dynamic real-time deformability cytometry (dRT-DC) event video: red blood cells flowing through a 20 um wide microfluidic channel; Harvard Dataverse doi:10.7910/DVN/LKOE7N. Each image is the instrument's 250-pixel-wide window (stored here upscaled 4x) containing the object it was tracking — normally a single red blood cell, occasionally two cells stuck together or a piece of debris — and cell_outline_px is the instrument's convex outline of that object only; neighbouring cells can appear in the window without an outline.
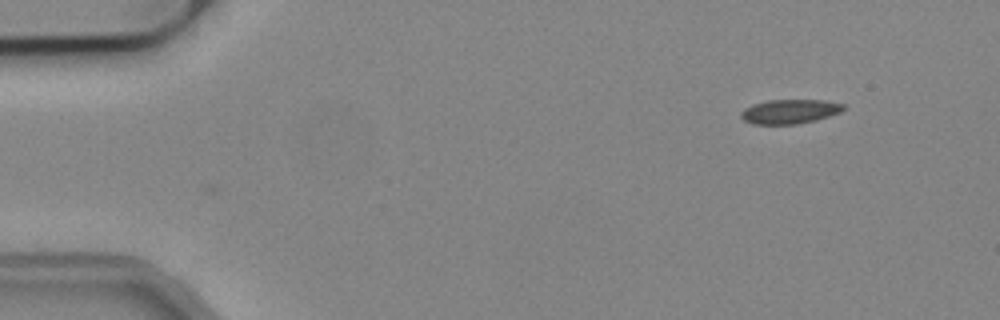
{"species": "common noctule bat (a hibernating species)", "species_latin": "Nyctalus noctula", "temperature_condition": "cold", "stored_images_in_passage": 12, "camera_frame_rate_fps": 3000, "um_per_image_px": 0.085, "animal": {"sex": "male", "body_mass_g": 19.2, "forearm_length_mm": 51.8}, "frame": {"image": 1, "passage_image": 12, "time_ms": 3.667, "image_size_px": [1000, 320], "cell_outline_px": [[844, 108], [840, 112], [816, 120], [796, 124], [752, 124], [744, 120], [740, 116], [740, 112], [744, 108], [752, 104], [768, 100], [824, 100], [844, 104]], "centroid_in_image_um": [67.09, 9.47], "position_along_channel_um": 17.9, "area_um2": 14.51}}